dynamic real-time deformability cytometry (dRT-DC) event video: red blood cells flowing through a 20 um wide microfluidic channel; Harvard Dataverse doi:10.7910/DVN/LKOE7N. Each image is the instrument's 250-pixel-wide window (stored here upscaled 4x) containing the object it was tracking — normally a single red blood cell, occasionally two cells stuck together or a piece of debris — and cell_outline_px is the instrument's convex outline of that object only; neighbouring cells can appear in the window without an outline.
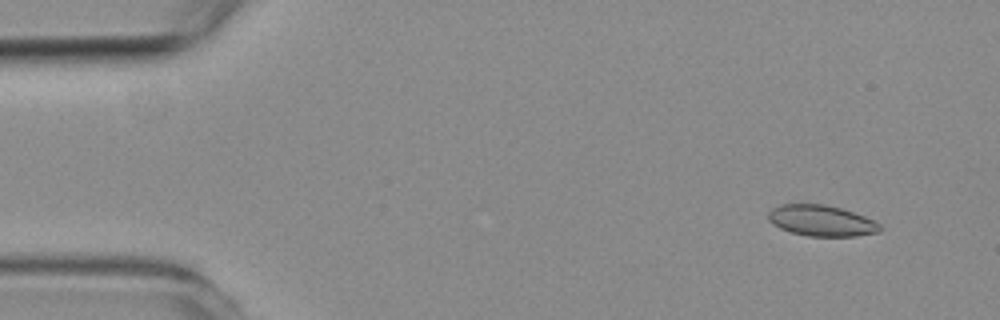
{"species": "common noctule bat (a hibernating species)", "species_latin": "Nyctalus noctula", "temperature_condition": "room temperature", "stored_images_in_passage": 6, "camera_frame_rate_fps": 3000, "um_per_image_px": 0.085, "animal": {"sex": "female", "body_mass_g": 19.3, "forearm_length_mm": 54.1}, "frame": {"image": 1, "passage_image": 2, "time_ms": 1.333, "image_size_px": [1000, 320], "cell_outline_px": [[880, 232], [856, 236], [808, 236], [792, 232], [780, 228], [768, 220], [768, 212], [772, 208], [780, 204], [824, 204], [840, 208], [864, 216], [880, 224]], "centroid_in_image_um": [69.8, 18.75], "position_along_channel_um": 15.2, "area_um2": 20.0}}
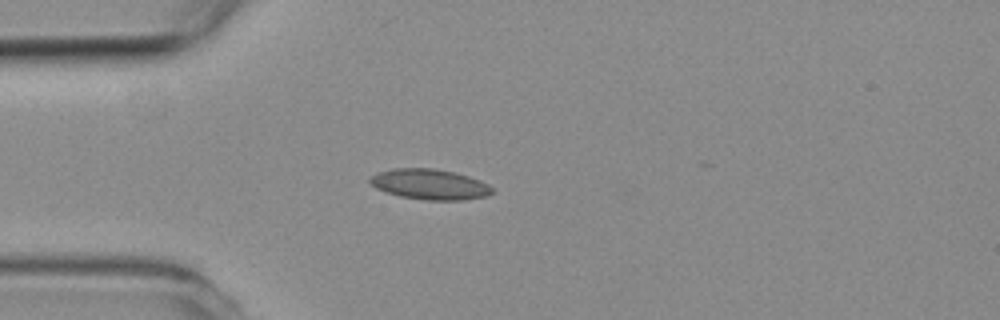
{"frame": {"image": 2, "passage_image": 5, "time_ms": 4.667, "image_size_px": [1000, 320], "cell_outline_px": [[492, 192], [488, 196], [464, 200], [428, 200], [400, 196], [376, 188], [368, 180], [372, 176], [380, 172], [392, 168], [432, 168], [452, 172], [468, 176], [480, 180], [488, 184], [492, 188]], "centroid_in_image_um": [36.55, 15.67], "position_along_channel_um": 48.4, "area_um2": 21.44}}